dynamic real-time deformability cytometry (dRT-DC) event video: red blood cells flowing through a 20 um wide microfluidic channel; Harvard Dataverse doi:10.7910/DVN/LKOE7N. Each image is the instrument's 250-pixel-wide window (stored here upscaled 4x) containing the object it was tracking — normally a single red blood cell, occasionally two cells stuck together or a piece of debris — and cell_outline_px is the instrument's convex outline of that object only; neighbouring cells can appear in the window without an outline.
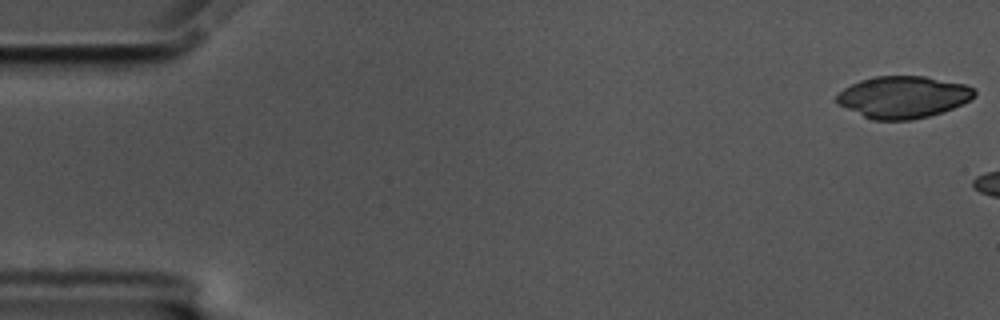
{"species": "common noctule bat (a hibernating species)", "species_latin": "Nyctalus noctula", "temperature_condition": "cold", "stored_images_in_passage": 6, "camera_frame_rate_fps": 3000, "um_per_image_px": 0.085, "animal": {"sex": "male", "body_mass_g": 17.5, "forearm_length_mm": 52.3}, "frame": {"image": 1, "passage_image": 1, "time_ms": 0.0, "image_size_px": [1000, 320], "cell_outline_px": [[976, 96], [952, 108], [928, 116], [912, 120], [872, 120], [836, 104], [836, 96], [844, 88], [860, 80], [876, 76], [924, 76], [964, 84], [976, 88]], "centroid_in_image_um": [76.75, 8.25], "position_along_channel_um": 8.3, "area_um2": 33.58}}